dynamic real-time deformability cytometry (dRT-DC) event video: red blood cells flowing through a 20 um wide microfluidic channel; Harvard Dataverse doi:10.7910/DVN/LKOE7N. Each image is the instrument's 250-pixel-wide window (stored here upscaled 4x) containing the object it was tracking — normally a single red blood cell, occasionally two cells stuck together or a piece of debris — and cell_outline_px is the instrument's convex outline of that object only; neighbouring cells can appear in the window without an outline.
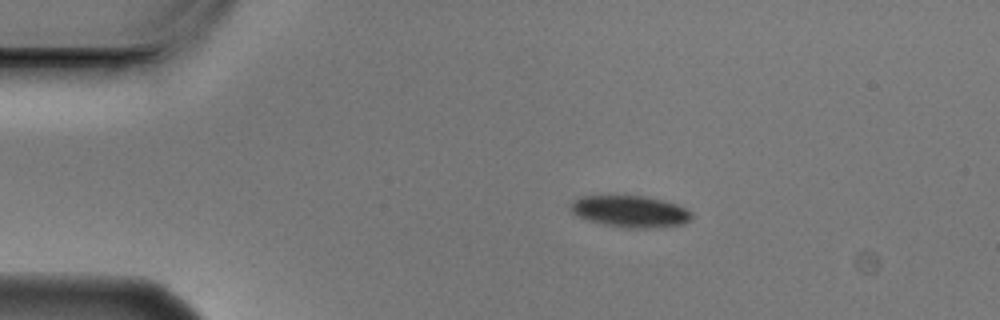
{"species": "Egyptian fruit bat (a non-hibernating species)", "species_latin": "Rousettus aegyptiacus", "temperature_condition": "cold", "stored_images_in_passage": 6, "camera_frame_rate_fps": 3000, "um_per_image_px": 0.085, "animal": {"sex": "male"}, "frame": {"image": 1, "passage_image": 2, "time_ms": 0.333, "image_size_px": [1000, 320], "cell_outline_px": [[692, 216], [684, 224], [656, 228], [628, 228], [604, 224], [588, 220], [576, 216], [568, 208], [580, 196], [644, 196], [664, 200], [676, 204], [692, 212]], "centroid_in_image_um": [53.57, 17.98], "position_along_channel_um": 31.4, "area_um2": 22.25}}
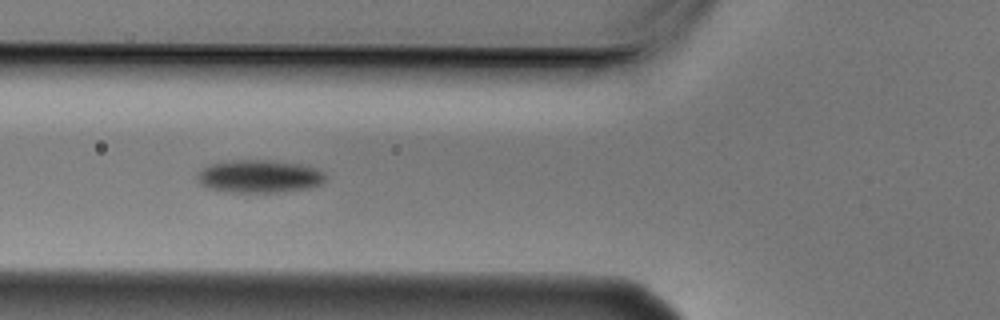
{"frame": {"image": 2, "passage_image": 5, "time_ms": 1.333, "image_size_px": [1000, 320], "cell_outline_px": [[324, 180], [320, 184], [308, 188], [276, 192], [224, 192], [208, 188], [200, 184], [196, 176], [196, 172], [212, 164], [236, 160], [272, 160], [300, 164], [316, 168], [324, 172]], "centroid_in_image_um": [22.01, 14.99], "position_along_channel_um": 103.8, "area_um2": 24.45}}
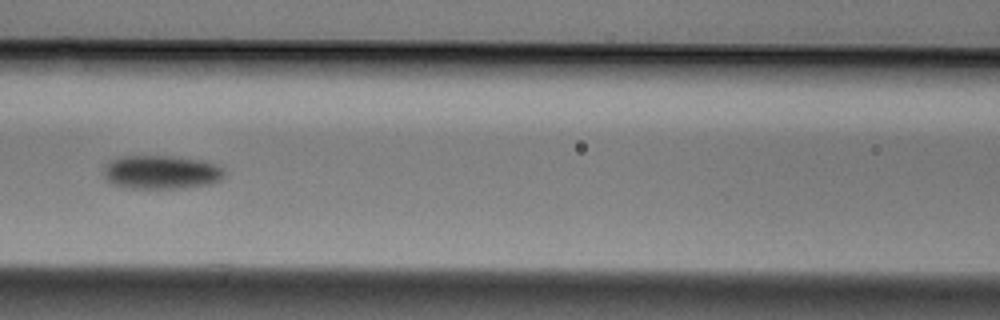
{"frame": {"image": 3, "passage_image": 6, "time_ms": 1.667, "image_size_px": [1000, 320], "cell_outline_px": [[224, 176], [220, 180], [208, 184], [180, 188], [128, 188], [112, 184], [104, 176], [104, 168], [112, 160], [120, 156], [172, 156], [204, 160], [216, 164], [224, 168]], "centroid_in_image_um": [13.73, 14.63], "position_along_channel_um": 152.9, "area_um2": 23.7}}